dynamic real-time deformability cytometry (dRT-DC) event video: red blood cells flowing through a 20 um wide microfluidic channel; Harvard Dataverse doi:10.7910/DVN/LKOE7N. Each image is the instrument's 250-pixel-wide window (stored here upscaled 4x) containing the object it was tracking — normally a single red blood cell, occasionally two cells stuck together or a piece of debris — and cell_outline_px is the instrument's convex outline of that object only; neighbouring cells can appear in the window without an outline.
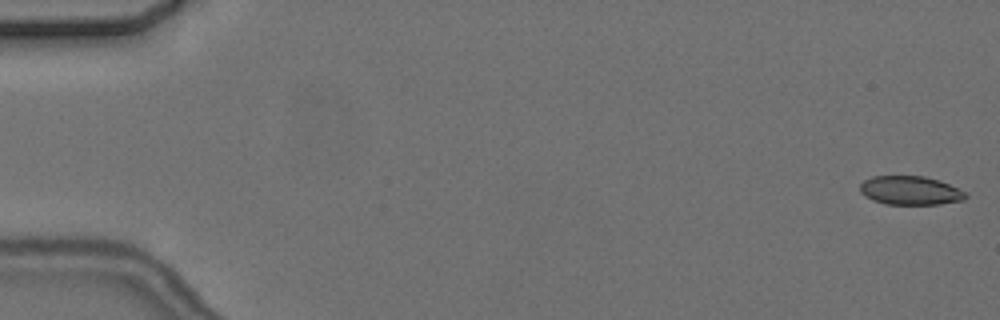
{"species": "common noctule bat (a hibernating species)", "species_latin": "Nyctalus noctula", "temperature_condition": "cold", "stored_images_in_passage": 6, "camera_frame_rate_fps": 3000, "um_per_image_px": 0.085, "animal": {"sex": "female", "body_mass_g": 24.6, "forearm_length_mm": 56.2}, "frame": {"image": 1, "passage_image": 1, "time_ms": 0.0, "image_size_px": [1000, 320], "cell_outline_px": [[968, 196], [964, 200], [940, 204], [884, 204], [872, 200], [864, 196], [860, 192], [860, 184], [864, 180], [872, 176], [924, 176], [940, 180], [968, 192]], "centroid_in_image_um": [77.39, 16.19], "position_along_channel_um": 7.6, "area_um2": 17.98}}